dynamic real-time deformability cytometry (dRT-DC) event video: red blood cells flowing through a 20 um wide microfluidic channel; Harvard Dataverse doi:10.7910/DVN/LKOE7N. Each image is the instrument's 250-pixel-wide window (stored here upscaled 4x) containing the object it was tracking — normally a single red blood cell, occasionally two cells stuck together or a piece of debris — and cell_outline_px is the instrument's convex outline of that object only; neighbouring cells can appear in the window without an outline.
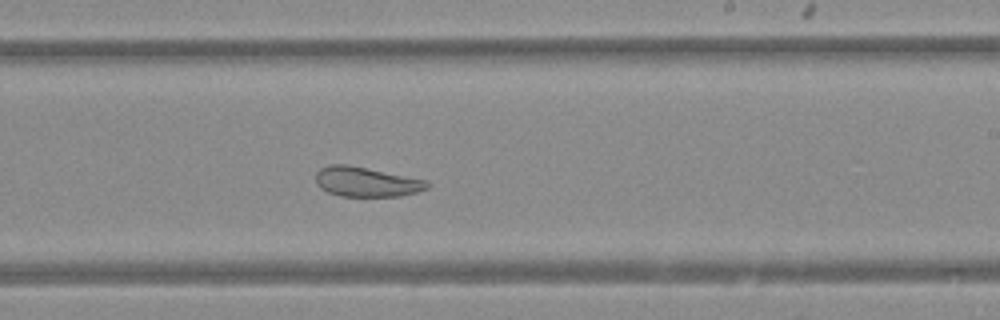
{"species": "Egyptian fruit bat (a non-hibernating species)", "species_latin": "Rousettus aegyptiacus", "temperature_condition": "warm", "stored_images_in_passage": 47, "camera_frame_rate_fps": 3000, "um_per_image_px": 0.085, "animal": {"sex": "female"}, "frame": {"image": 1, "passage_image": 27, "time_ms": 8.667, "image_size_px": [1000, 320], "cell_outline_px": [[428, 188], [416, 192], [400, 196], [340, 196], [328, 192], [320, 188], [316, 184], [316, 172], [320, 168], [332, 164], [344, 164], [428, 180]], "centroid_in_image_um": [31.11, 15.46], "position_along_channel_um": 257.9, "area_um2": 19.13}}